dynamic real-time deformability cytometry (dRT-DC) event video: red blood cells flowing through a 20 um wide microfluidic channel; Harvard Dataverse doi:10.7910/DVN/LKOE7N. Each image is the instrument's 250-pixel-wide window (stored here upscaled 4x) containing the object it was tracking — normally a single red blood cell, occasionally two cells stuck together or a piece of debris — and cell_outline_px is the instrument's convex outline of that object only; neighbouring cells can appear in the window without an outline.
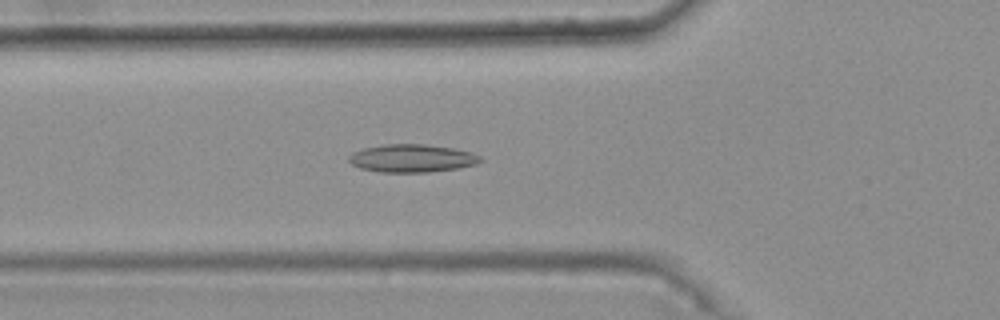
{"species": "common noctule bat (a hibernating species)", "species_latin": "Nyctalus noctula", "temperature_condition": "warm", "stored_images_in_passage": 31, "camera_frame_rate_fps": 3000, "um_per_image_px": 0.085, "animal": {"sex": "female", "body_mass_g": 25.1}, "frame": {"image": 1, "passage_image": 3, "time_ms": 0.667, "image_size_px": [1000, 320], "cell_outline_px": [[484, 160], [476, 164], [460, 168], [428, 172], [380, 172], [360, 168], [352, 164], [348, 160], [348, 156], [352, 152], [364, 148], [384, 144], [424, 144], [452, 148], [472, 152], [480, 156]], "centroid_in_image_um": [35.02, 13.45], "position_along_channel_um": 90.8, "area_um2": 21.5}}
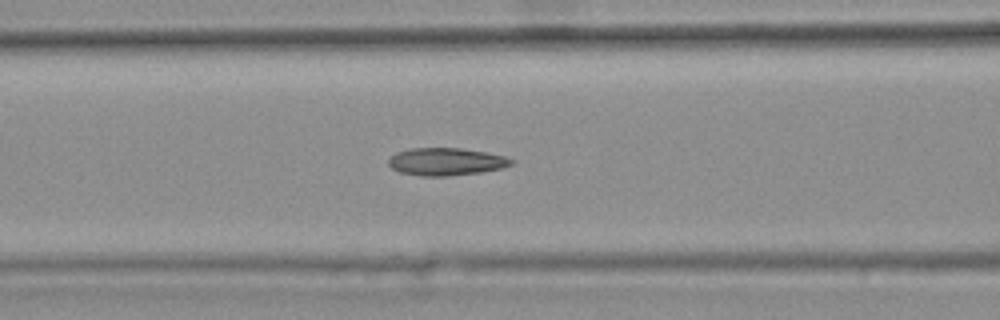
{"frame": {"image": 2, "passage_image": 6, "time_ms": 1.667, "image_size_px": [1000, 320], "cell_outline_px": [[516, 160], [512, 164], [500, 168], [480, 172], [448, 176], [420, 176], [400, 172], [392, 168], [388, 164], [388, 160], [396, 152], [412, 148], [460, 148], [484, 152], [504, 156]], "centroid_in_image_um": [37.9, 13.74], "position_along_channel_um": 128.7, "area_um2": 19.59}}
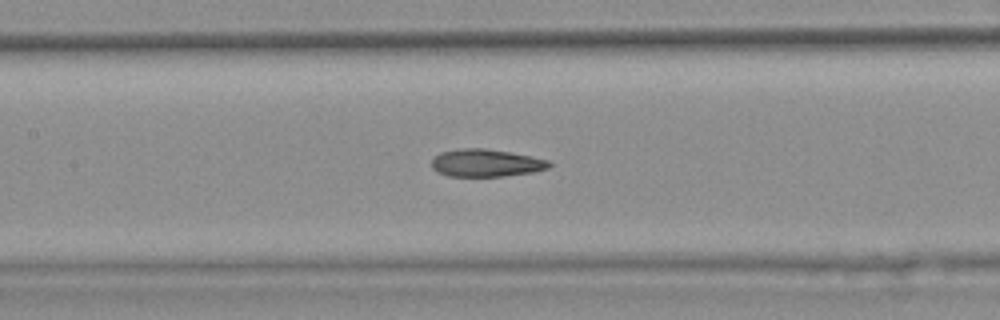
{"frame": {"image": 3, "passage_image": 9, "time_ms": 2.667, "image_size_px": [1000, 320], "cell_outline_px": [[552, 164], [548, 168], [532, 172], [504, 176], [448, 176], [436, 172], [432, 168], [432, 160], [440, 152], [460, 148], [484, 148], [532, 156], [548, 160]], "centroid_in_image_um": [41.29, 13.85], "position_along_channel_um": 166.1, "area_um2": 18.84}, "authors_computed_cell_mechanics": {"area_um2": 19.074, "velocity_mm_per_s": 3.7459, "shape_relaxation_time_tau1_ms": null, "shape_relaxation_time_tau2_ms": 1.6752, "deformation_change_tau1": null, "deformation_change_tau2": 0.091}}